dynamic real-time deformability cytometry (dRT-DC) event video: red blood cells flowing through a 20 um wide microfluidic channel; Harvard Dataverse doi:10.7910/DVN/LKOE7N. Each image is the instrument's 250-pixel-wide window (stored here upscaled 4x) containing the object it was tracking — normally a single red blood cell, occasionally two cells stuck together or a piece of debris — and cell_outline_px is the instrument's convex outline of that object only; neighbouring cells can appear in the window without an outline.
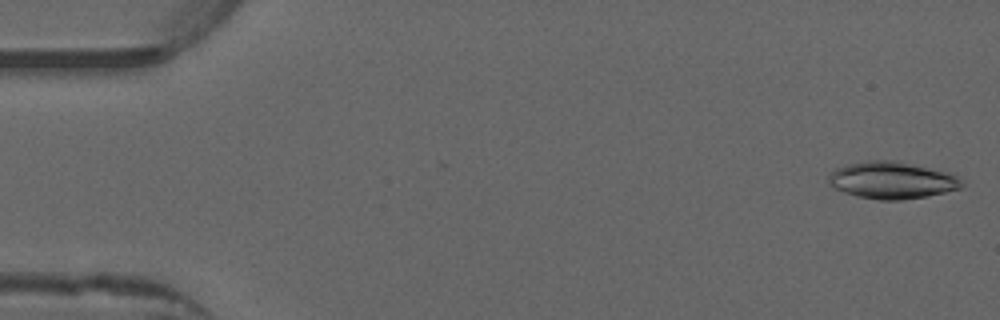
{"species": "common noctule bat (a hibernating species)", "species_latin": "Nyctalus noctula", "temperature_condition": "warm", "stored_images_in_passage": 51, "camera_frame_rate_fps": 3000, "um_per_image_px": 0.085, "animal": {"sex": "male", "forearm_length_mm": 52.5}, "frame": {"image": 1, "passage_image": 1, "time_ms": 0.0, "image_size_px": [1000, 320], "cell_outline_px": [[964, 184], [960, 188], [928, 196], [900, 200], [880, 200], [856, 196], [832, 188], [828, 184], [828, 176], [836, 168], [848, 164], [868, 160], [896, 160], [948, 172], [956, 176]], "centroid_in_image_um": [75.78, 15.32], "position_along_channel_um": 9.2, "area_um2": 28.78}}
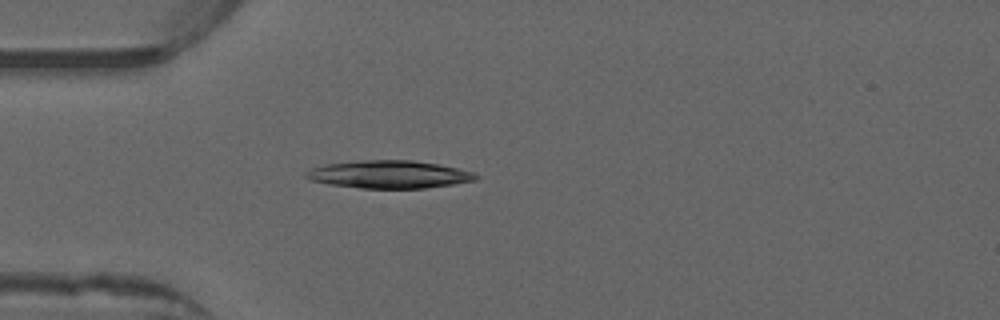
{"frame": {"image": 2, "passage_image": 14, "time_ms": 4.333, "image_size_px": [1000, 320], "cell_outline_px": [[480, 176], [476, 180], [452, 184], [424, 188], [360, 188], [332, 184], [308, 180], [304, 176], [304, 172], [312, 168], [324, 164], [360, 160], [412, 160], [436, 164], [476, 172]], "centroid_in_image_um": [33.05, 14.82], "position_along_channel_um": 51.9, "area_um2": 27.46}}
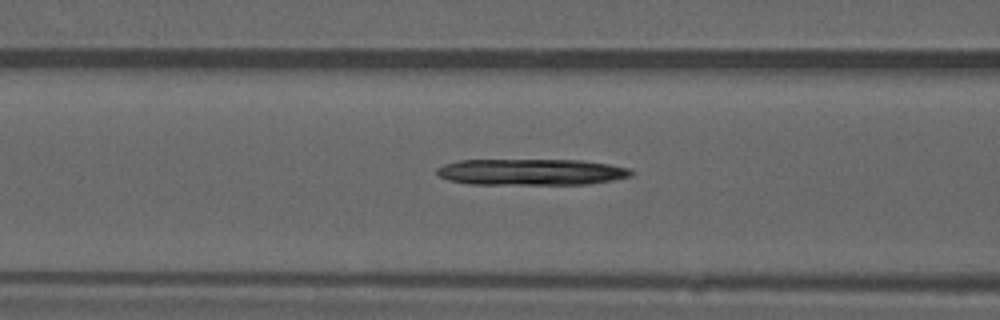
{"frame": {"image": 3, "passage_image": 20, "time_ms": 6.333, "image_size_px": [1000, 320], "cell_outline_px": [[636, 172], [632, 176], [612, 180], [588, 184], [468, 184], [448, 180], [440, 176], [436, 172], [436, 168], [444, 164], [460, 160], [584, 160], [632, 168]], "centroid_in_image_um": [45.19, 14.62], "position_along_channel_um": 121.4, "area_um2": 30.0}}